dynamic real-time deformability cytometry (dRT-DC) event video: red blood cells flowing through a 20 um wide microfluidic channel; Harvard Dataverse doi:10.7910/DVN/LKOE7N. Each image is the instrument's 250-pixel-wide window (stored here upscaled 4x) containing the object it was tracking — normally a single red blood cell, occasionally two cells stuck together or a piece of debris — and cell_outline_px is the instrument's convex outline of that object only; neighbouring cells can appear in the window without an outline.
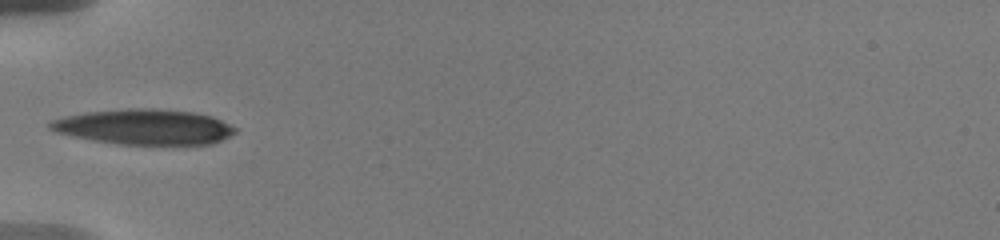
{"species": "human", "species_latin": "Homo sapiens", "temperature_condition": "warm", "stored_images_in_passage": 6, "camera_frame_rate_fps": 3000, "um_per_image_px": 0.085, "donor": {"sex": "male"}, "frame": {"image": 1, "passage_image": 1, "time_ms": 0.0, "image_size_px": [1000, 240], "cell_outline_px": [[236, 132], [212, 144], [120, 144], [92, 140], [56, 132], [48, 128], [48, 124], [52, 120], [64, 116], [84, 112], [124, 108], [156, 108], [196, 112], [212, 116], [236, 128]], "centroid_in_image_um": [12.23, 10.77], "position_along_channel_um": 72.8, "area_um2": 38.15}}
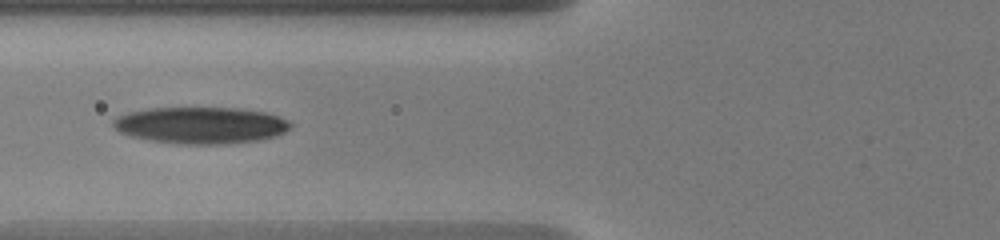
{"frame": {"image": 2, "passage_image": 4, "time_ms": 1.0, "image_size_px": [1000, 240], "cell_outline_px": [[292, 124], [284, 132], [276, 136], [260, 140], [224, 144], [180, 144], [152, 140], [132, 136], [120, 132], [112, 124], [112, 120], [116, 116], [128, 112], [148, 108], [240, 108], [264, 112], [288, 120]], "centroid_in_image_um": [17.05, 10.64], "position_along_channel_um": 108.7, "area_um2": 37.8}}